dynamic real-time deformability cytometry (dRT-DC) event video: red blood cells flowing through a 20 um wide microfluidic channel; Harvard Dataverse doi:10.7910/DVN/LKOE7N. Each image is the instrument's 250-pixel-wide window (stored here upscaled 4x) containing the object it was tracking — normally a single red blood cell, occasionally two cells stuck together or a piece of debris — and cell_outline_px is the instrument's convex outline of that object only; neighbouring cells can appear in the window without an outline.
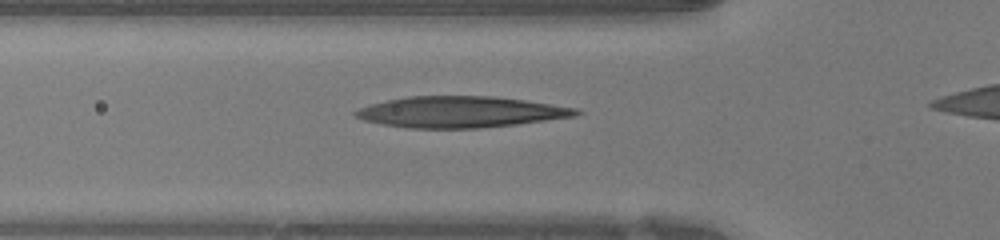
{"species": "human", "species_latin": "Homo sapiens", "temperature_condition": "warm", "stored_images_in_passage": 31, "camera_frame_rate_fps": 3000, "um_per_image_px": 0.085, "donor": {"sex": "female"}, "frame": {"image": 1, "passage_image": 6, "time_ms": 1.667, "image_size_px": [1000, 240], "cell_outline_px": [[584, 112], [576, 116], [516, 124], [480, 128], [408, 128], [384, 124], [364, 120], [356, 116], [352, 112], [360, 108], [372, 104], [388, 100], [408, 96], [492, 96], [524, 100], [580, 108]], "centroid_in_image_um": [39.2, 9.51], "position_along_channel_um": 86.6, "area_um2": 39.88}}
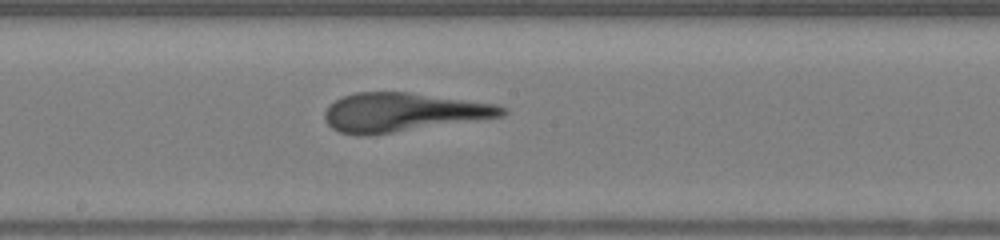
{"frame": {"image": 2, "passage_image": 15, "time_ms": 4.667, "image_size_px": [1000, 240], "cell_outline_px": [[508, 112], [504, 116], [368, 136], [356, 136], [340, 132], [332, 128], [324, 120], [324, 112], [328, 104], [344, 96], [356, 92], [408, 92], [500, 104], [508, 108]], "centroid_in_image_um": [34.25, 9.54], "position_along_channel_um": 213.9, "area_um2": 40.4}}
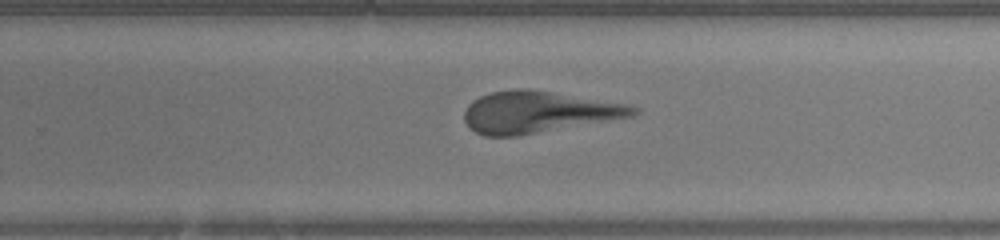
{"frame": {"image": 3, "passage_image": 20, "time_ms": 6.333, "image_size_px": [1000, 240], "cell_outline_px": [[640, 112], [632, 116], [516, 136], [484, 136], [476, 132], [464, 120], [464, 112], [468, 104], [472, 100], [480, 96], [492, 92], [520, 88], [528, 88], [632, 104], [640, 108]], "centroid_in_image_um": [45.77, 9.51], "position_along_channel_um": 284.0, "area_um2": 40.86}}